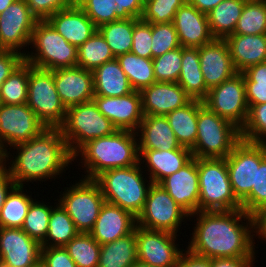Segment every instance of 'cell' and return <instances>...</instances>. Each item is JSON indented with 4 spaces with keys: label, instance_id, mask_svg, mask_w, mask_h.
<instances>
[{
    "label": "cell",
    "instance_id": "1",
    "mask_svg": "<svg viewBox=\"0 0 266 267\" xmlns=\"http://www.w3.org/2000/svg\"><path fill=\"white\" fill-rule=\"evenodd\" d=\"M194 216L198 217L196 227L193 226L188 248L186 246L191 253L209 259L256 257L254 216L243 209L198 211L190 214L189 220Z\"/></svg>",
    "mask_w": 266,
    "mask_h": 267
},
{
    "label": "cell",
    "instance_id": "2",
    "mask_svg": "<svg viewBox=\"0 0 266 267\" xmlns=\"http://www.w3.org/2000/svg\"><path fill=\"white\" fill-rule=\"evenodd\" d=\"M10 147L17 150V156L4 168L11 174L16 186H24L29 181L43 183L47 179L58 178V175L62 177L66 167L74 162L60 128H46L29 141Z\"/></svg>",
    "mask_w": 266,
    "mask_h": 267
},
{
    "label": "cell",
    "instance_id": "3",
    "mask_svg": "<svg viewBox=\"0 0 266 267\" xmlns=\"http://www.w3.org/2000/svg\"><path fill=\"white\" fill-rule=\"evenodd\" d=\"M78 157L82 160L78 166L82 163L81 167L86 169L82 178L90 180L110 169L134 166L139 163L137 134L116 130L111 135L90 140L73 155V160Z\"/></svg>",
    "mask_w": 266,
    "mask_h": 267
},
{
    "label": "cell",
    "instance_id": "4",
    "mask_svg": "<svg viewBox=\"0 0 266 267\" xmlns=\"http://www.w3.org/2000/svg\"><path fill=\"white\" fill-rule=\"evenodd\" d=\"M138 163L126 168L107 170L94 181L99 185L105 202L119 206L137 217L143 210L152 181L143 176ZM147 183V184H146Z\"/></svg>",
    "mask_w": 266,
    "mask_h": 267
},
{
    "label": "cell",
    "instance_id": "5",
    "mask_svg": "<svg viewBox=\"0 0 266 267\" xmlns=\"http://www.w3.org/2000/svg\"><path fill=\"white\" fill-rule=\"evenodd\" d=\"M240 140L238 127L198 100L197 138L191 148L194 158H226Z\"/></svg>",
    "mask_w": 266,
    "mask_h": 267
},
{
    "label": "cell",
    "instance_id": "6",
    "mask_svg": "<svg viewBox=\"0 0 266 267\" xmlns=\"http://www.w3.org/2000/svg\"><path fill=\"white\" fill-rule=\"evenodd\" d=\"M199 211L242 209L229 179L226 158H197Z\"/></svg>",
    "mask_w": 266,
    "mask_h": 267
},
{
    "label": "cell",
    "instance_id": "7",
    "mask_svg": "<svg viewBox=\"0 0 266 267\" xmlns=\"http://www.w3.org/2000/svg\"><path fill=\"white\" fill-rule=\"evenodd\" d=\"M30 46L34 52L26 50L24 60L33 67L55 70L77 66L78 48L68 43L46 20L36 23Z\"/></svg>",
    "mask_w": 266,
    "mask_h": 267
},
{
    "label": "cell",
    "instance_id": "8",
    "mask_svg": "<svg viewBox=\"0 0 266 267\" xmlns=\"http://www.w3.org/2000/svg\"><path fill=\"white\" fill-rule=\"evenodd\" d=\"M59 128L72 155L88 141L111 135L117 130L93 100L67 108L65 121Z\"/></svg>",
    "mask_w": 266,
    "mask_h": 267
},
{
    "label": "cell",
    "instance_id": "9",
    "mask_svg": "<svg viewBox=\"0 0 266 267\" xmlns=\"http://www.w3.org/2000/svg\"><path fill=\"white\" fill-rule=\"evenodd\" d=\"M26 104L47 128H59L66 118L53 78V70L33 67L29 63L28 95Z\"/></svg>",
    "mask_w": 266,
    "mask_h": 267
},
{
    "label": "cell",
    "instance_id": "10",
    "mask_svg": "<svg viewBox=\"0 0 266 267\" xmlns=\"http://www.w3.org/2000/svg\"><path fill=\"white\" fill-rule=\"evenodd\" d=\"M70 187H64L58 203L73 220L76 229L89 233L98 218L101 206L105 203L99 185L90 179L82 178Z\"/></svg>",
    "mask_w": 266,
    "mask_h": 267
},
{
    "label": "cell",
    "instance_id": "11",
    "mask_svg": "<svg viewBox=\"0 0 266 267\" xmlns=\"http://www.w3.org/2000/svg\"><path fill=\"white\" fill-rule=\"evenodd\" d=\"M46 128L27 104H1L0 148L4 152V165L12 159L7 145L12 146L29 141Z\"/></svg>",
    "mask_w": 266,
    "mask_h": 267
},
{
    "label": "cell",
    "instance_id": "12",
    "mask_svg": "<svg viewBox=\"0 0 266 267\" xmlns=\"http://www.w3.org/2000/svg\"><path fill=\"white\" fill-rule=\"evenodd\" d=\"M189 214L160 185L152 183L142 212L137 216V225L150 229L168 231L174 234L186 222Z\"/></svg>",
    "mask_w": 266,
    "mask_h": 267
},
{
    "label": "cell",
    "instance_id": "13",
    "mask_svg": "<svg viewBox=\"0 0 266 267\" xmlns=\"http://www.w3.org/2000/svg\"><path fill=\"white\" fill-rule=\"evenodd\" d=\"M266 156V143L241 139L226 157L232 190L241 202L255 186L256 164Z\"/></svg>",
    "mask_w": 266,
    "mask_h": 267
},
{
    "label": "cell",
    "instance_id": "14",
    "mask_svg": "<svg viewBox=\"0 0 266 267\" xmlns=\"http://www.w3.org/2000/svg\"><path fill=\"white\" fill-rule=\"evenodd\" d=\"M203 103L218 116L227 119L241 130L249 110L243 74L237 73L231 79L210 89Z\"/></svg>",
    "mask_w": 266,
    "mask_h": 267
},
{
    "label": "cell",
    "instance_id": "15",
    "mask_svg": "<svg viewBox=\"0 0 266 267\" xmlns=\"http://www.w3.org/2000/svg\"><path fill=\"white\" fill-rule=\"evenodd\" d=\"M138 261L153 267H176L184 249L175 242L179 234L135 227Z\"/></svg>",
    "mask_w": 266,
    "mask_h": 267
},
{
    "label": "cell",
    "instance_id": "16",
    "mask_svg": "<svg viewBox=\"0 0 266 267\" xmlns=\"http://www.w3.org/2000/svg\"><path fill=\"white\" fill-rule=\"evenodd\" d=\"M38 19L25 0H15L0 13V44L5 51L26 55L23 47L30 46L33 29ZM22 50V51H21Z\"/></svg>",
    "mask_w": 266,
    "mask_h": 267
},
{
    "label": "cell",
    "instance_id": "17",
    "mask_svg": "<svg viewBox=\"0 0 266 267\" xmlns=\"http://www.w3.org/2000/svg\"><path fill=\"white\" fill-rule=\"evenodd\" d=\"M41 244L21 228L0 227V266L39 267Z\"/></svg>",
    "mask_w": 266,
    "mask_h": 267
},
{
    "label": "cell",
    "instance_id": "18",
    "mask_svg": "<svg viewBox=\"0 0 266 267\" xmlns=\"http://www.w3.org/2000/svg\"><path fill=\"white\" fill-rule=\"evenodd\" d=\"M93 101L117 130H138L144 117L139 91L121 97L94 96Z\"/></svg>",
    "mask_w": 266,
    "mask_h": 267
},
{
    "label": "cell",
    "instance_id": "19",
    "mask_svg": "<svg viewBox=\"0 0 266 267\" xmlns=\"http://www.w3.org/2000/svg\"><path fill=\"white\" fill-rule=\"evenodd\" d=\"M53 78L62 104L67 108L94 98L93 73L74 66L53 70Z\"/></svg>",
    "mask_w": 266,
    "mask_h": 267
},
{
    "label": "cell",
    "instance_id": "20",
    "mask_svg": "<svg viewBox=\"0 0 266 267\" xmlns=\"http://www.w3.org/2000/svg\"><path fill=\"white\" fill-rule=\"evenodd\" d=\"M198 53L202 75L208 90L237 74L224 39H214L198 48Z\"/></svg>",
    "mask_w": 266,
    "mask_h": 267
},
{
    "label": "cell",
    "instance_id": "21",
    "mask_svg": "<svg viewBox=\"0 0 266 267\" xmlns=\"http://www.w3.org/2000/svg\"><path fill=\"white\" fill-rule=\"evenodd\" d=\"M189 215L199 211L197 158L159 183Z\"/></svg>",
    "mask_w": 266,
    "mask_h": 267
},
{
    "label": "cell",
    "instance_id": "22",
    "mask_svg": "<svg viewBox=\"0 0 266 267\" xmlns=\"http://www.w3.org/2000/svg\"><path fill=\"white\" fill-rule=\"evenodd\" d=\"M143 115H161L181 108L192 99L177 83L155 82L140 91Z\"/></svg>",
    "mask_w": 266,
    "mask_h": 267
},
{
    "label": "cell",
    "instance_id": "23",
    "mask_svg": "<svg viewBox=\"0 0 266 267\" xmlns=\"http://www.w3.org/2000/svg\"><path fill=\"white\" fill-rule=\"evenodd\" d=\"M137 217L119 206L105 202L90 235L100 244H107L132 233Z\"/></svg>",
    "mask_w": 266,
    "mask_h": 267
},
{
    "label": "cell",
    "instance_id": "24",
    "mask_svg": "<svg viewBox=\"0 0 266 267\" xmlns=\"http://www.w3.org/2000/svg\"><path fill=\"white\" fill-rule=\"evenodd\" d=\"M173 23L180 45L184 48H200L215 39L207 14L198 11L188 2L177 10Z\"/></svg>",
    "mask_w": 266,
    "mask_h": 267
},
{
    "label": "cell",
    "instance_id": "25",
    "mask_svg": "<svg viewBox=\"0 0 266 267\" xmlns=\"http://www.w3.org/2000/svg\"><path fill=\"white\" fill-rule=\"evenodd\" d=\"M46 21L71 45L84 44L97 27L81 7L69 6L50 15Z\"/></svg>",
    "mask_w": 266,
    "mask_h": 267
},
{
    "label": "cell",
    "instance_id": "26",
    "mask_svg": "<svg viewBox=\"0 0 266 267\" xmlns=\"http://www.w3.org/2000/svg\"><path fill=\"white\" fill-rule=\"evenodd\" d=\"M139 163L147 169L149 178L153 183L159 184L167 176L180 170L192 158L191 149H174V150H151L138 149ZM147 167V168H146Z\"/></svg>",
    "mask_w": 266,
    "mask_h": 267
},
{
    "label": "cell",
    "instance_id": "27",
    "mask_svg": "<svg viewBox=\"0 0 266 267\" xmlns=\"http://www.w3.org/2000/svg\"><path fill=\"white\" fill-rule=\"evenodd\" d=\"M136 134L138 138V149L166 151L189 149L180 145L166 116H144Z\"/></svg>",
    "mask_w": 266,
    "mask_h": 267
},
{
    "label": "cell",
    "instance_id": "28",
    "mask_svg": "<svg viewBox=\"0 0 266 267\" xmlns=\"http://www.w3.org/2000/svg\"><path fill=\"white\" fill-rule=\"evenodd\" d=\"M237 73L266 62V35L232 34L224 39Z\"/></svg>",
    "mask_w": 266,
    "mask_h": 267
},
{
    "label": "cell",
    "instance_id": "29",
    "mask_svg": "<svg viewBox=\"0 0 266 267\" xmlns=\"http://www.w3.org/2000/svg\"><path fill=\"white\" fill-rule=\"evenodd\" d=\"M92 73L94 96L121 97L134 91L116 58L105 62Z\"/></svg>",
    "mask_w": 266,
    "mask_h": 267
},
{
    "label": "cell",
    "instance_id": "30",
    "mask_svg": "<svg viewBox=\"0 0 266 267\" xmlns=\"http://www.w3.org/2000/svg\"><path fill=\"white\" fill-rule=\"evenodd\" d=\"M177 83L191 97L203 101L208 89L202 75L198 48L182 47V67Z\"/></svg>",
    "mask_w": 266,
    "mask_h": 267
},
{
    "label": "cell",
    "instance_id": "31",
    "mask_svg": "<svg viewBox=\"0 0 266 267\" xmlns=\"http://www.w3.org/2000/svg\"><path fill=\"white\" fill-rule=\"evenodd\" d=\"M138 261L135 229L113 242L101 245L98 267H131Z\"/></svg>",
    "mask_w": 266,
    "mask_h": 267
},
{
    "label": "cell",
    "instance_id": "32",
    "mask_svg": "<svg viewBox=\"0 0 266 267\" xmlns=\"http://www.w3.org/2000/svg\"><path fill=\"white\" fill-rule=\"evenodd\" d=\"M166 118L180 145L191 149L197 138L198 100L192 99L185 106L168 113Z\"/></svg>",
    "mask_w": 266,
    "mask_h": 267
},
{
    "label": "cell",
    "instance_id": "33",
    "mask_svg": "<svg viewBox=\"0 0 266 267\" xmlns=\"http://www.w3.org/2000/svg\"><path fill=\"white\" fill-rule=\"evenodd\" d=\"M247 0H223L209 13L207 18L215 39H225L234 33Z\"/></svg>",
    "mask_w": 266,
    "mask_h": 267
},
{
    "label": "cell",
    "instance_id": "34",
    "mask_svg": "<svg viewBox=\"0 0 266 267\" xmlns=\"http://www.w3.org/2000/svg\"><path fill=\"white\" fill-rule=\"evenodd\" d=\"M122 70L128 77L134 91H141L156 82L153 60L139 57L131 52L116 57Z\"/></svg>",
    "mask_w": 266,
    "mask_h": 267
},
{
    "label": "cell",
    "instance_id": "35",
    "mask_svg": "<svg viewBox=\"0 0 266 267\" xmlns=\"http://www.w3.org/2000/svg\"><path fill=\"white\" fill-rule=\"evenodd\" d=\"M51 211L48 223V233L41 247H64L79 231L68 213L57 202Z\"/></svg>",
    "mask_w": 266,
    "mask_h": 267
},
{
    "label": "cell",
    "instance_id": "36",
    "mask_svg": "<svg viewBox=\"0 0 266 267\" xmlns=\"http://www.w3.org/2000/svg\"><path fill=\"white\" fill-rule=\"evenodd\" d=\"M25 186H15L4 202L0 212V227L21 228L31 203L35 200L24 193Z\"/></svg>",
    "mask_w": 266,
    "mask_h": 267
},
{
    "label": "cell",
    "instance_id": "37",
    "mask_svg": "<svg viewBox=\"0 0 266 267\" xmlns=\"http://www.w3.org/2000/svg\"><path fill=\"white\" fill-rule=\"evenodd\" d=\"M109 45L115 58L129 53L133 44L134 18L102 24L97 28Z\"/></svg>",
    "mask_w": 266,
    "mask_h": 267
},
{
    "label": "cell",
    "instance_id": "38",
    "mask_svg": "<svg viewBox=\"0 0 266 267\" xmlns=\"http://www.w3.org/2000/svg\"><path fill=\"white\" fill-rule=\"evenodd\" d=\"M109 45L97 30L84 44L78 47L77 66L93 71L105 62L114 60Z\"/></svg>",
    "mask_w": 266,
    "mask_h": 267
},
{
    "label": "cell",
    "instance_id": "39",
    "mask_svg": "<svg viewBox=\"0 0 266 267\" xmlns=\"http://www.w3.org/2000/svg\"><path fill=\"white\" fill-rule=\"evenodd\" d=\"M29 63L25 60L0 85L2 104H26L28 95Z\"/></svg>",
    "mask_w": 266,
    "mask_h": 267
},
{
    "label": "cell",
    "instance_id": "40",
    "mask_svg": "<svg viewBox=\"0 0 266 267\" xmlns=\"http://www.w3.org/2000/svg\"><path fill=\"white\" fill-rule=\"evenodd\" d=\"M233 34L266 35V0L245 2Z\"/></svg>",
    "mask_w": 266,
    "mask_h": 267
},
{
    "label": "cell",
    "instance_id": "41",
    "mask_svg": "<svg viewBox=\"0 0 266 267\" xmlns=\"http://www.w3.org/2000/svg\"><path fill=\"white\" fill-rule=\"evenodd\" d=\"M64 248L77 267H98L101 245L90 233L79 232Z\"/></svg>",
    "mask_w": 266,
    "mask_h": 267
},
{
    "label": "cell",
    "instance_id": "42",
    "mask_svg": "<svg viewBox=\"0 0 266 267\" xmlns=\"http://www.w3.org/2000/svg\"><path fill=\"white\" fill-rule=\"evenodd\" d=\"M35 199L28 210L21 229L25 231L32 239H35L40 244L45 240L48 233L49 217L52 205H46Z\"/></svg>",
    "mask_w": 266,
    "mask_h": 267
},
{
    "label": "cell",
    "instance_id": "43",
    "mask_svg": "<svg viewBox=\"0 0 266 267\" xmlns=\"http://www.w3.org/2000/svg\"><path fill=\"white\" fill-rule=\"evenodd\" d=\"M242 74L248 107L266 103V62L253 65Z\"/></svg>",
    "mask_w": 266,
    "mask_h": 267
},
{
    "label": "cell",
    "instance_id": "44",
    "mask_svg": "<svg viewBox=\"0 0 266 267\" xmlns=\"http://www.w3.org/2000/svg\"><path fill=\"white\" fill-rule=\"evenodd\" d=\"M187 0H148L144 3L141 20L152 24L171 23L177 10Z\"/></svg>",
    "mask_w": 266,
    "mask_h": 267
},
{
    "label": "cell",
    "instance_id": "45",
    "mask_svg": "<svg viewBox=\"0 0 266 267\" xmlns=\"http://www.w3.org/2000/svg\"><path fill=\"white\" fill-rule=\"evenodd\" d=\"M241 204L242 209L254 217L266 208V156L256 164L255 186Z\"/></svg>",
    "mask_w": 266,
    "mask_h": 267
},
{
    "label": "cell",
    "instance_id": "46",
    "mask_svg": "<svg viewBox=\"0 0 266 267\" xmlns=\"http://www.w3.org/2000/svg\"><path fill=\"white\" fill-rule=\"evenodd\" d=\"M152 60L157 82L175 83L178 81L182 67V46Z\"/></svg>",
    "mask_w": 266,
    "mask_h": 267
},
{
    "label": "cell",
    "instance_id": "47",
    "mask_svg": "<svg viewBox=\"0 0 266 267\" xmlns=\"http://www.w3.org/2000/svg\"><path fill=\"white\" fill-rule=\"evenodd\" d=\"M240 134L245 141L266 143V103L249 107L248 117Z\"/></svg>",
    "mask_w": 266,
    "mask_h": 267
},
{
    "label": "cell",
    "instance_id": "48",
    "mask_svg": "<svg viewBox=\"0 0 266 267\" xmlns=\"http://www.w3.org/2000/svg\"><path fill=\"white\" fill-rule=\"evenodd\" d=\"M181 47L174 23L152 24V59Z\"/></svg>",
    "mask_w": 266,
    "mask_h": 267
},
{
    "label": "cell",
    "instance_id": "49",
    "mask_svg": "<svg viewBox=\"0 0 266 267\" xmlns=\"http://www.w3.org/2000/svg\"><path fill=\"white\" fill-rule=\"evenodd\" d=\"M116 7L114 0H89L82 9L98 28L102 24L120 20L116 16Z\"/></svg>",
    "mask_w": 266,
    "mask_h": 267
},
{
    "label": "cell",
    "instance_id": "50",
    "mask_svg": "<svg viewBox=\"0 0 266 267\" xmlns=\"http://www.w3.org/2000/svg\"><path fill=\"white\" fill-rule=\"evenodd\" d=\"M131 53L152 59V23L134 18L133 44Z\"/></svg>",
    "mask_w": 266,
    "mask_h": 267
},
{
    "label": "cell",
    "instance_id": "51",
    "mask_svg": "<svg viewBox=\"0 0 266 267\" xmlns=\"http://www.w3.org/2000/svg\"><path fill=\"white\" fill-rule=\"evenodd\" d=\"M42 267H77L64 247H41Z\"/></svg>",
    "mask_w": 266,
    "mask_h": 267
},
{
    "label": "cell",
    "instance_id": "52",
    "mask_svg": "<svg viewBox=\"0 0 266 267\" xmlns=\"http://www.w3.org/2000/svg\"><path fill=\"white\" fill-rule=\"evenodd\" d=\"M32 14L38 20H46L50 15L72 5L71 0H25Z\"/></svg>",
    "mask_w": 266,
    "mask_h": 267
},
{
    "label": "cell",
    "instance_id": "53",
    "mask_svg": "<svg viewBox=\"0 0 266 267\" xmlns=\"http://www.w3.org/2000/svg\"><path fill=\"white\" fill-rule=\"evenodd\" d=\"M117 4L116 16L121 19H140L144 9L142 0H114Z\"/></svg>",
    "mask_w": 266,
    "mask_h": 267
},
{
    "label": "cell",
    "instance_id": "54",
    "mask_svg": "<svg viewBox=\"0 0 266 267\" xmlns=\"http://www.w3.org/2000/svg\"><path fill=\"white\" fill-rule=\"evenodd\" d=\"M24 61V56L15 51H4L0 54V85Z\"/></svg>",
    "mask_w": 266,
    "mask_h": 267
},
{
    "label": "cell",
    "instance_id": "55",
    "mask_svg": "<svg viewBox=\"0 0 266 267\" xmlns=\"http://www.w3.org/2000/svg\"><path fill=\"white\" fill-rule=\"evenodd\" d=\"M176 267H211V259L195 255L185 249Z\"/></svg>",
    "mask_w": 266,
    "mask_h": 267
},
{
    "label": "cell",
    "instance_id": "56",
    "mask_svg": "<svg viewBox=\"0 0 266 267\" xmlns=\"http://www.w3.org/2000/svg\"><path fill=\"white\" fill-rule=\"evenodd\" d=\"M256 258H214L211 267H253Z\"/></svg>",
    "mask_w": 266,
    "mask_h": 267
},
{
    "label": "cell",
    "instance_id": "57",
    "mask_svg": "<svg viewBox=\"0 0 266 267\" xmlns=\"http://www.w3.org/2000/svg\"><path fill=\"white\" fill-rule=\"evenodd\" d=\"M16 186L11 174L3 167L0 170V212L10 191Z\"/></svg>",
    "mask_w": 266,
    "mask_h": 267
},
{
    "label": "cell",
    "instance_id": "58",
    "mask_svg": "<svg viewBox=\"0 0 266 267\" xmlns=\"http://www.w3.org/2000/svg\"><path fill=\"white\" fill-rule=\"evenodd\" d=\"M256 237L266 241V208L255 216Z\"/></svg>",
    "mask_w": 266,
    "mask_h": 267
},
{
    "label": "cell",
    "instance_id": "59",
    "mask_svg": "<svg viewBox=\"0 0 266 267\" xmlns=\"http://www.w3.org/2000/svg\"><path fill=\"white\" fill-rule=\"evenodd\" d=\"M222 1L223 0H187L190 5L205 14L209 13Z\"/></svg>",
    "mask_w": 266,
    "mask_h": 267
},
{
    "label": "cell",
    "instance_id": "60",
    "mask_svg": "<svg viewBox=\"0 0 266 267\" xmlns=\"http://www.w3.org/2000/svg\"><path fill=\"white\" fill-rule=\"evenodd\" d=\"M15 0H0V13L4 12Z\"/></svg>",
    "mask_w": 266,
    "mask_h": 267
},
{
    "label": "cell",
    "instance_id": "61",
    "mask_svg": "<svg viewBox=\"0 0 266 267\" xmlns=\"http://www.w3.org/2000/svg\"><path fill=\"white\" fill-rule=\"evenodd\" d=\"M89 0H71L72 5L76 7H83Z\"/></svg>",
    "mask_w": 266,
    "mask_h": 267
},
{
    "label": "cell",
    "instance_id": "62",
    "mask_svg": "<svg viewBox=\"0 0 266 267\" xmlns=\"http://www.w3.org/2000/svg\"><path fill=\"white\" fill-rule=\"evenodd\" d=\"M4 167V152L0 148V170Z\"/></svg>",
    "mask_w": 266,
    "mask_h": 267
},
{
    "label": "cell",
    "instance_id": "63",
    "mask_svg": "<svg viewBox=\"0 0 266 267\" xmlns=\"http://www.w3.org/2000/svg\"><path fill=\"white\" fill-rule=\"evenodd\" d=\"M131 267H153L144 263H141L139 261L135 262Z\"/></svg>",
    "mask_w": 266,
    "mask_h": 267
},
{
    "label": "cell",
    "instance_id": "64",
    "mask_svg": "<svg viewBox=\"0 0 266 267\" xmlns=\"http://www.w3.org/2000/svg\"><path fill=\"white\" fill-rule=\"evenodd\" d=\"M5 50L4 48L2 47V45L0 44V54L3 53Z\"/></svg>",
    "mask_w": 266,
    "mask_h": 267
}]
</instances>
